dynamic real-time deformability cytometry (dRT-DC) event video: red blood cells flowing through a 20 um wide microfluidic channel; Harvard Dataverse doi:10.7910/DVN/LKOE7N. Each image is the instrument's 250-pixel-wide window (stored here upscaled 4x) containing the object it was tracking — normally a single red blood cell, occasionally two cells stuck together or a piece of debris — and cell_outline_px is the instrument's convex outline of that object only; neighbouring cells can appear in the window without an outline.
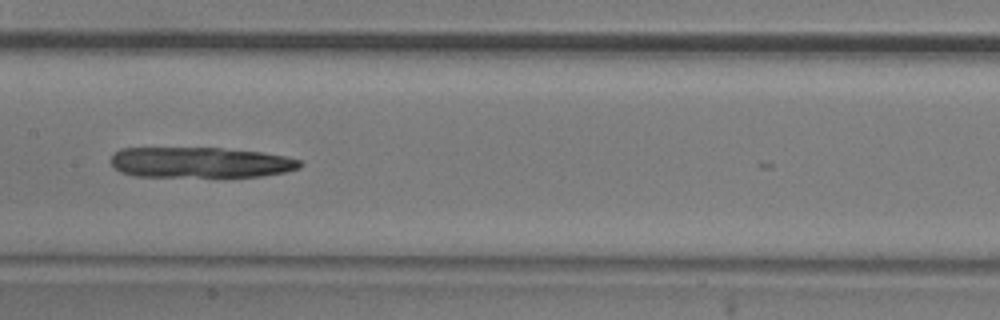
{"species": "common noctule bat (a hibernating species)", "species_latin": "Nyctalus noctula", "temperature_condition": "room temperature", "stored_images_in_passage": 30, "camera_frame_rate_fps": 3000, "um_per_image_px": 0.085, "animal": {"sex": "male", "body_mass_g": 20.5, "forearm_length_mm": 52.5}, "frame": {"image": 1, "passage_image": 24, "time_ms": 7.667, "image_size_px": [1000, 320], "cell_outline_px": [[304, 164], [300, 168], [284, 172], [260, 176], [136, 176], [120, 172], [112, 164], [112, 156], [120, 148], [220, 148], [260, 152], [284, 156], [300, 160]], "centroid_in_image_um": [17.04, 13.8], "position_along_channel_um": 190.4, "area_um2": 33.41}}